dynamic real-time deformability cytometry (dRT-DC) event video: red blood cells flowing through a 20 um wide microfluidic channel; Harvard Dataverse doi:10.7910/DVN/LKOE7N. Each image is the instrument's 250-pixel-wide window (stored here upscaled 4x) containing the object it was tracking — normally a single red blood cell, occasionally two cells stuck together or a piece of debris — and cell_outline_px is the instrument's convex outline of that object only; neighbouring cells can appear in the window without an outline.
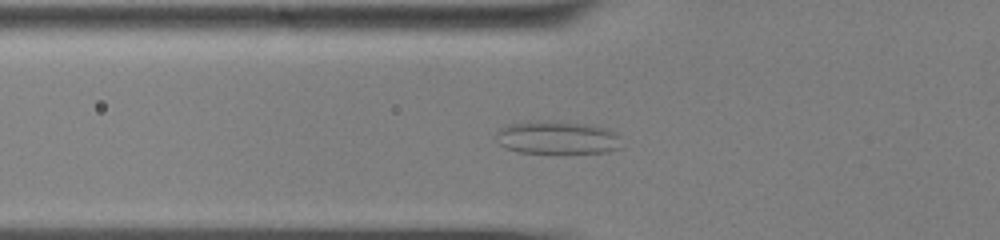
{"species": "common noctule bat (a hibernating species)", "species_latin": "Nyctalus noctula", "temperature_condition": "cold", "stored_images_in_passage": 53, "camera_frame_rate_fps": 3000, "um_per_image_px": 0.085, "animal": {"sex": "male", "body_mass_g": 13.0, "forearm_length_mm": 53.1}, "frame": {"image": 1, "passage_image": 16, "time_ms": 5.0, "image_size_px": [1000, 240], "cell_outline_px": [[620, 148], [608, 152], [520, 152], [504, 148], [500, 144], [496, 136], [496, 132], [500, 128], [508, 124], [592, 124], [608, 128], [616, 132], [620, 136]], "centroid_in_image_um": [47.44, 11.74], "position_along_channel_um": 78.4, "area_um2": 23.0}}
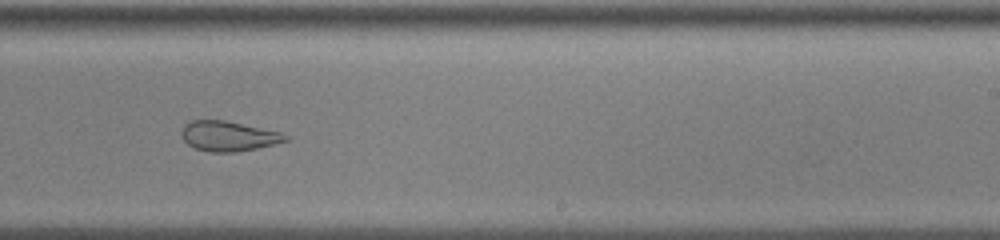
{"frame": {"image": 2, "passage_image": 32, "time_ms": 10.333, "image_size_px": [1000, 240], "cell_outline_px": [[292, 140], [256, 148], [236, 152], [208, 152], [196, 148], [188, 144], [180, 136], [180, 132], [184, 124], [188, 120], [224, 120], [280, 132], [292, 136]], "centroid_in_image_um": [19.42, 11.57], "position_along_channel_um": 269.6, "area_um2": 18.38}}
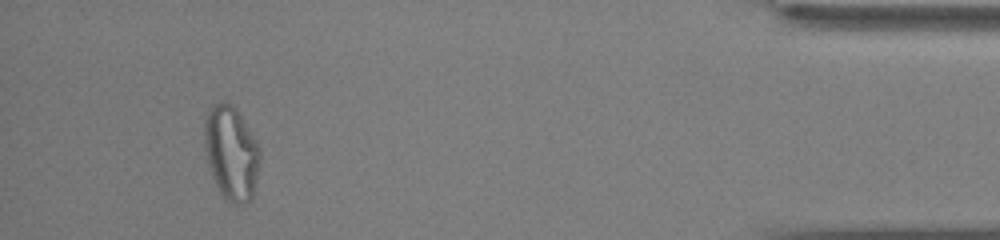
{"frame": {"image": 3, "passage_image": 49, "time_ms": 16.0, "image_size_px": [1000, 240], "cell_outline_px": [[260, 160], [252, 200], [244, 204], [232, 204], [220, 192], [208, 168], [204, 148], [204, 116], [208, 108], [212, 104], [220, 100], [224, 100], [232, 104], [256, 140], [260, 148]], "centroid_in_image_um": [19.62, 12.97], "position_along_channel_um": 415.6, "area_um2": 30.81}, "authors_computed_cell_mechanics": {"area_um2": 25.8366, "velocity_mm_per_s": 3.589, "shape_relaxation_time_tau1_ms": null, "shape_relaxation_time_tau2_ms": 1.5172, "deformation_change_tau1": null, "deformation_change_tau2": 0.094}}